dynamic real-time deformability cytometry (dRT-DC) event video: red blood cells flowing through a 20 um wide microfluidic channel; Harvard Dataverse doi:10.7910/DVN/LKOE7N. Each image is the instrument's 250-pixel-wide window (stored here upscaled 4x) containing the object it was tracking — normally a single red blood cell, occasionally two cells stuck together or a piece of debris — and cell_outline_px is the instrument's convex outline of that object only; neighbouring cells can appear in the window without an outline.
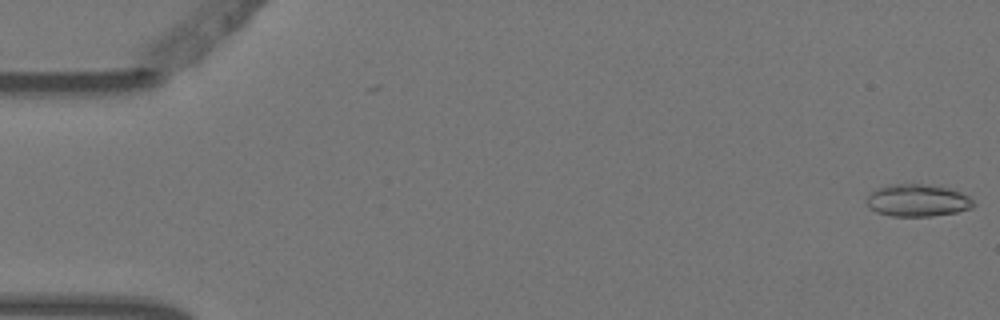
{"species": "Egyptian fruit bat (a non-hibernating species)", "species_latin": "Rousettus aegyptiacus", "temperature_condition": "warm", "stored_images_in_passage": 2, "camera_frame_rate_fps": 3000, "um_per_image_px": 0.085, "animal": {"sex": "female"}, "frame": {"image": 1, "passage_image": 2, "time_ms": 0.333, "image_size_px": [1000, 320], "cell_outline_px": [[976, 204], [972, 208], [956, 212], [932, 216], [892, 216], [876, 212], [868, 208], [868, 196], [872, 192], [888, 184], [924, 184], [948, 188], [960, 192], [968, 196]], "centroid_in_image_um": [78.01, 17.04], "position_along_channel_um": 7.0, "area_um2": 19.94}}